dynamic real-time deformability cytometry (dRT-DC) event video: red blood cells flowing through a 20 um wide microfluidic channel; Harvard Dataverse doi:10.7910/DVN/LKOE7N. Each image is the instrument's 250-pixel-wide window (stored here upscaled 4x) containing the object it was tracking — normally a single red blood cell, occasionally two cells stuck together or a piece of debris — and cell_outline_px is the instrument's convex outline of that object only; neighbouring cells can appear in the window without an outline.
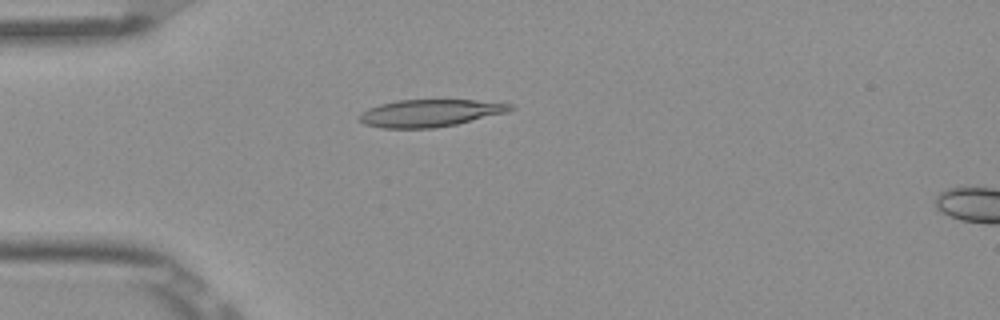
{"species": "Egyptian fruit bat (a non-hibernating species)", "species_latin": "Rousettus aegyptiacus", "temperature_condition": "room temperature", "stored_images_in_passage": 4, "camera_frame_rate_fps": 3000, "um_per_image_px": 0.085, "frame": {"image": 1, "passage_image": 4, "time_ms": 1.0, "image_size_px": [1000, 320], "cell_outline_px": [[512, 108], [508, 112], [456, 124], [432, 128], [384, 128], [364, 124], [360, 120], [360, 116], [368, 108], [380, 104], [396, 100], [476, 100], [512, 104]], "centroid_in_image_um": [36.55, 9.61], "position_along_channel_um": 48.4, "area_um2": 23.7}}